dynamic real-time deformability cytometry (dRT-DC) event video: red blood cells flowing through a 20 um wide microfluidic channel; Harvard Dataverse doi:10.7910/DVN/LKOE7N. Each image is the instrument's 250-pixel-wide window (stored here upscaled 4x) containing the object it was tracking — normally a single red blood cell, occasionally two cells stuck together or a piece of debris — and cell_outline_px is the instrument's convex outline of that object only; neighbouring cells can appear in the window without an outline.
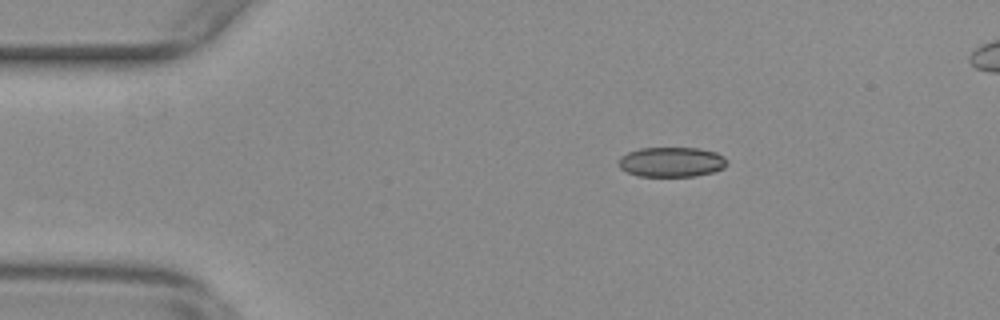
{"species": "common noctule bat (a hibernating species)", "species_latin": "Nyctalus noctula", "temperature_condition": "warm", "stored_images_in_passage": 48, "camera_frame_rate_fps": 3000, "um_per_image_px": 0.085, "animal": {"sex": "female", "body_mass_g": 29.2, "forearm_length_mm": 56.3}, "frame": {"image": 1, "passage_image": 2, "time_ms": 0.333, "image_size_px": [1000, 320], "cell_outline_px": [[728, 164], [724, 168], [716, 172], [696, 176], [640, 176], [628, 172], [620, 168], [620, 156], [628, 152], [640, 148], [700, 148], [716, 152], [724, 156], [728, 160]], "centroid_in_image_um": [57.15, 13.77], "position_along_channel_um": 27.9, "area_um2": 19.02}}
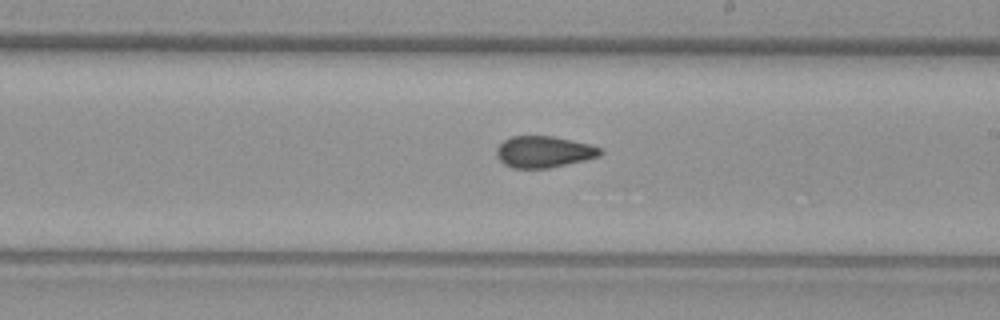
{"frame": {"image": 2, "passage_image": 24, "time_ms": 7.667, "image_size_px": [1000, 320], "cell_outline_px": [[604, 152], [596, 156], [584, 160], [548, 168], [512, 168], [504, 164], [496, 156], [496, 148], [504, 140], [512, 136], [552, 136], [588, 144], [600, 148]], "centroid_in_image_um": [46.17, 12.9], "position_along_channel_um": 242.8, "area_um2": 18.79}}
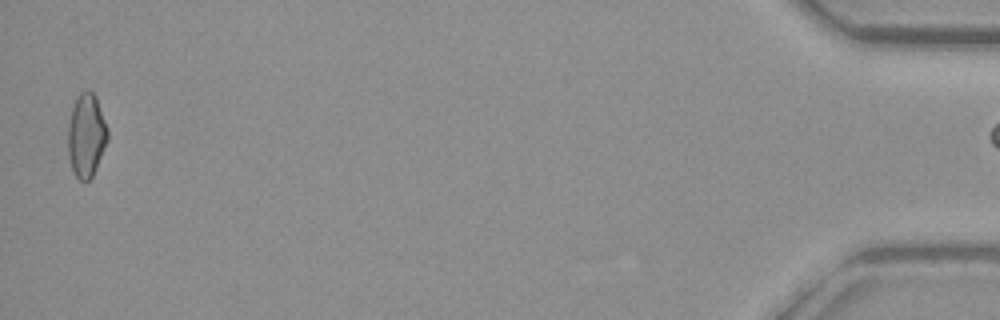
{"frame": {"image": 3, "passage_image": 47, "time_ms": 15.333, "image_size_px": [1000, 320], "cell_outline_px": [[108, 140], [92, 176], [88, 180], [80, 180], [72, 172], [68, 156], [68, 124], [72, 108], [76, 96], [80, 92], [92, 92], [96, 96], [108, 128]], "centroid_in_image_um": [7.33, 11.5], "position_along_channel_um": 427.9, "area_um2": 19.31}}